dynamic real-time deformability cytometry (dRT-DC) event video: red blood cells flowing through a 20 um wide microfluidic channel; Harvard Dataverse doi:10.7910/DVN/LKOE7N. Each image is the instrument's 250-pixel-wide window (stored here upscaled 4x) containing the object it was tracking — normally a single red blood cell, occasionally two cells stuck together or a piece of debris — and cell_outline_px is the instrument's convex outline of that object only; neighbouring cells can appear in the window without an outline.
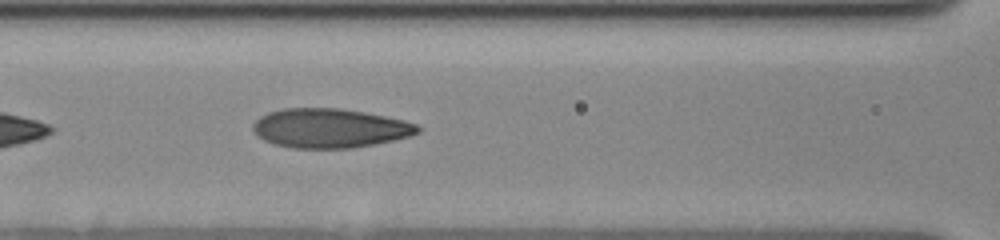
{"species": "human", "species_latin": "Homo sapiens", "temperature_condition": "cold", "stored_images_in_passage": 4, "camera_frame_rate_fps": 3000, "um_per_image_px": 0.085, "donor": {"sex": "female"}, "frame": {"image": 1, "passage_image": 4, "time_ms": 2.0, "image_size_px": [1000, 240], "cell_outline_px": [[420, 132], [412, 136], [396, 140], [376, 144], [352, 148], [292, 148], [272, 144], [256, 136], [252, 132], [252, 124], [260, 116], [268, 112], [284, 108], [340, 108], [364, 112], [404, 120], [416, 124], [420, 128]], "centroid_in_image_um": [28.01, 10.9], "position_along_channel_um": 138.6, "area_um2": 38.09}}